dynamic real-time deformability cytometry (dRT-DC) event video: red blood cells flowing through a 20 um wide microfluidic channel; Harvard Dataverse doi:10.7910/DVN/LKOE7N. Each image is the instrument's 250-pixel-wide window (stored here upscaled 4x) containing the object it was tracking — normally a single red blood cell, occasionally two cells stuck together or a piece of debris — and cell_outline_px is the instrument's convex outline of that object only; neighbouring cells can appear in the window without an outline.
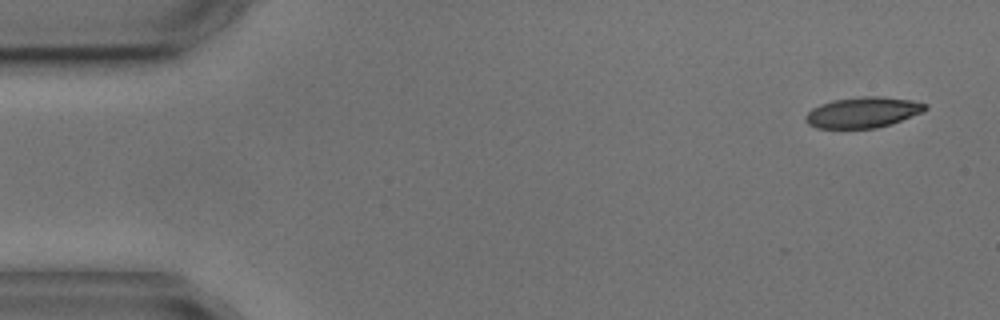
{"species": "common noctule bat (a hibernating species)", "species_latin": "Nyctalus noctula", "temperature_condition": "cold", "stored_images_in_passage": 5, "camera_frame_rate_fps": 3000, "um_per_image_px": 0.085, "animal": {"sex": "male", "body_mass_g": 17.9, "forearm_length_mm": 54.2}, "frame": {"image": 1, "passage_image": 1, "time_ms": 0.0, "image_size_px": [1000, 320], "cell_outline_px": [[928, 108], [924, 112], [892, 124], [876, 128], [816, 128], [808, 124], [804, 120], [804, 116], [812, 108], [820, 104], [836, 100], [864, 96], [884, 96], [912, 100], [928, 104]], "centroid_in_image_um": [73.38, 9.55], "position_along_channel_um": 11.6, "area_um2": 21.62}}
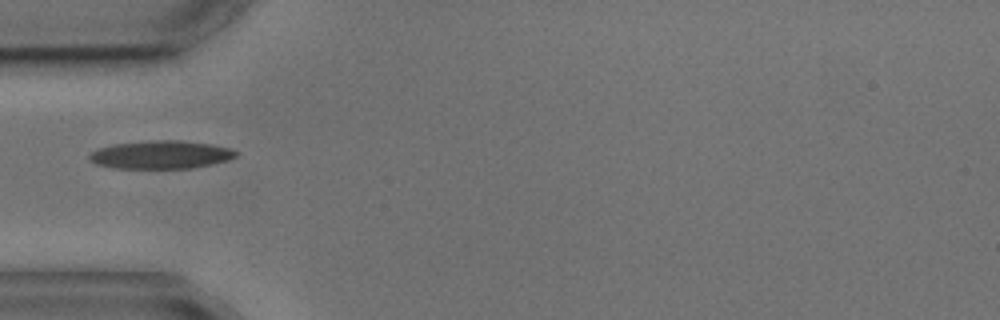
{"frame": {"image": 2, "passage_image": 5, "time_ms": 4.667, "image_size_px": [1000, 320], "cell_outline_px": [[236, 156], [228, 160], [192, 168], [112, 168], [96, 164], [88, 160], [88, 156], [92, 152], [100, 148], [112, 144], [152, 140], [180, 140], [208, 144], [232, 148], [236, 152]], "centroid_in_image_um": [13.64, 13.15], "position_along_channel_um": 71.4, "area_um2": 23.93}}